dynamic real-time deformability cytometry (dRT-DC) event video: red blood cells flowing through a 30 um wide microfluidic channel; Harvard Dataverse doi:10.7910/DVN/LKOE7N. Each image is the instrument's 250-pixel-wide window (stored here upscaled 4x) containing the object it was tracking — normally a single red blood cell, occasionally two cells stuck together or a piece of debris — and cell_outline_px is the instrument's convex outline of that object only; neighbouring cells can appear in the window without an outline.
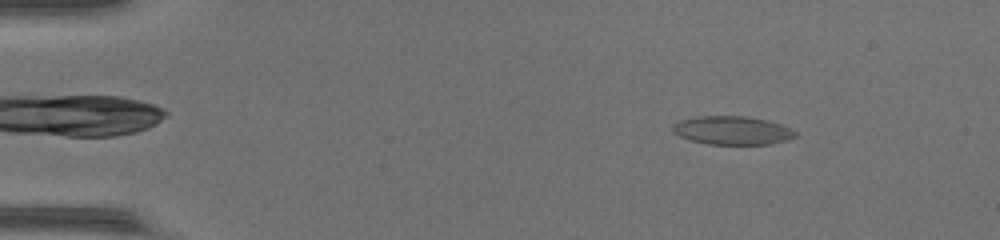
{"species": "common noctule bat (a hibernating species)", "species_latin": "Nyctalus noctula", "temperature_condition": "warm", "stored_images_in_passage": 46, "camera_frame_rate_fps": 3000, "um_per_image_px": 0.085, "animal": {"sex": "female", "body_mass_g": 17.0, "forearm_length_mm": 48.0}, "frame": {"image": 1, "passage_image": 5, "time_ms": 1.333, "image_size_px": [1000, 240], "cell_outline_px": [[800, 136], [788, 140], [768, 144], [708, 144], [692, 140], [680, 136], [672, 132], [672, 124], [680, 120], [700, 116], [748, 116], [780, 124], [792, 128]], "centroid_in_image_um": [62.27, 11.08], "position_along_channel_um": 22.7, "area_um2": 20.4}}
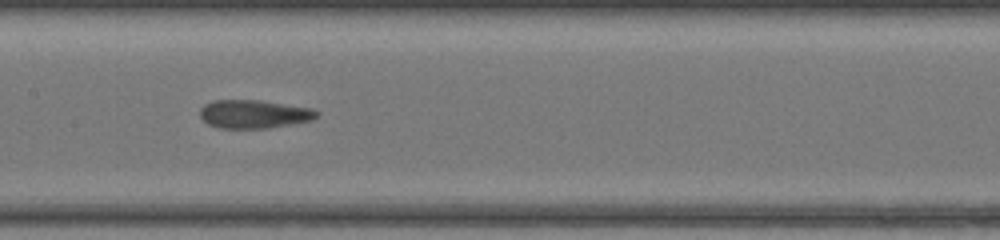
{"frame": {"image": 2, "passage_image": 23, "time_ms": 7.333, "image_size_px": [1000, 240], "cell_outline_px": [[320, 112], [312, 120], [292, 124], [268, 128], [220, 128], [208, 124], [200, 116], [200, 108], [204, 104], [212, 100], [260, 100], [312, 108]], "centroid_in_image_um": [21.58, 9.69], "position_along_channel_um": 185.8, "area_um2": 19.36}}
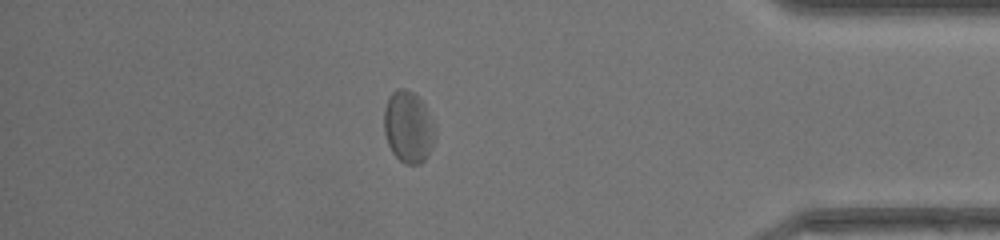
{"frame": {"image": 3, "passage_image": 40, "time_ms": 13.0, "image_size_px": [1000, 240], "cell_outline_px": [[436, 132], [432, 148], [428, 156], [420, 164], [404, 164], [392, 152], [388, 144], [384, 132], [384, 108], [388, 96], [396, 88], [404, 88], [412, 92], [424, 104], [436, 128]], "centroid_in_image_um": [34.7, 10.8], "position_along_channel_um": 400.5, "area_um2": 21.5}, "authors_computed_cell_mechanics": {"area_um2": 20.1722, "velocity_mm_per_s": 4.3756, "shape_relaxation_time_tau1_ms": null, "shape_relaxation_time_tau2_ms": 1.5214, "deformation_change_tau1": null, "deformation_change_tau2": 0.0847}}